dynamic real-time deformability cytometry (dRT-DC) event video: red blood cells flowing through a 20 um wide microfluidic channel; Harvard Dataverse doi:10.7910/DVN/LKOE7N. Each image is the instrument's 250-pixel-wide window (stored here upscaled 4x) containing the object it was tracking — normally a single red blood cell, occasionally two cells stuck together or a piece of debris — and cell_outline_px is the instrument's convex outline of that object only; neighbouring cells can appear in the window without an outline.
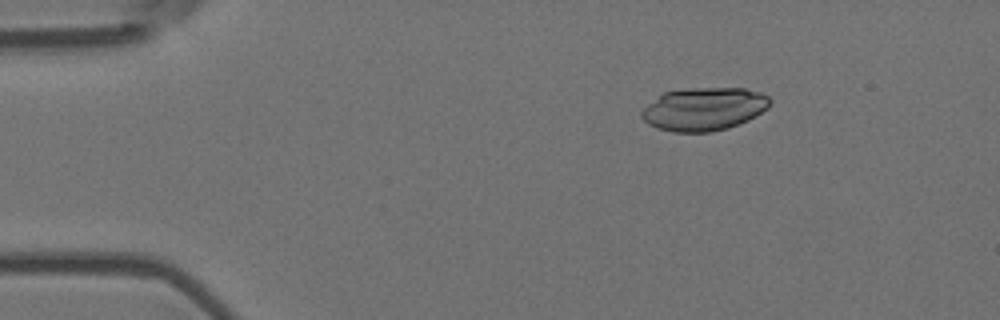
{"species": "Egyptian fruit bat (a non-hibernating species)", "species_latin": "Rousettus aegyptiacus", "temperature_condition": "room temperature", "stored_images_in_passage": 48, "camera_frame_rate_fps": 3000, "um_per_image_px": 0.085, "animal": {"sex": "female"}, "frame": {"image": 1, "passage_image": 1, "time_ms": 0.0, "image_size_px": [1000, 320], "cell_outline_px": [[772, 100], [768, 108], [756, 116], [748, 120], [728, 128], [712, 132], [672, 132], [656, 128], [648, 124], [640, 116], [640, 112], [660, 92], [692, 88], [744, 88], [760, 92], [768, 96]], "centroid_in_image_um": [59.82, 9.26], "position_along_channel_um": 25.2, "area_um2": 32.6}}
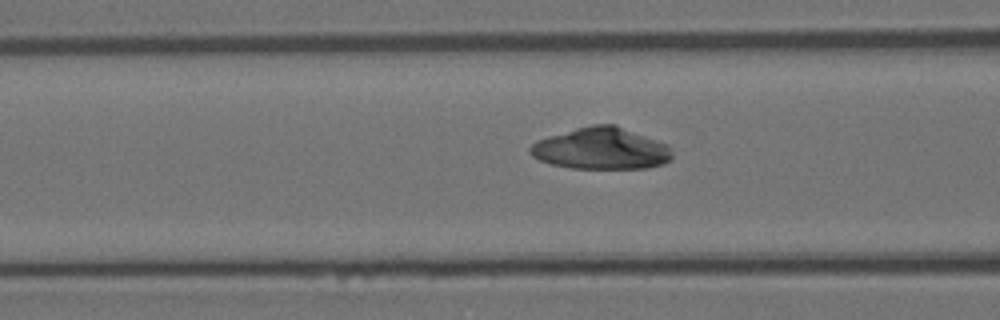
{"frame": {"image": 2, "passage_image": 14, "time_ms": 4.333, "image_size_px": [1000, 320], "cell_outline_px": [[672, 160], [664, 164], [648, 168], [572, 168], [552, 164], [540, 160], [532, 156], [528, 152], [528, 148], [536, 140], [548, 136], [576, 128], [592, 124], [616, 124], [668, 144], [672, 152]], "centroid_in_image_um": [51.12, 12.62], "position_along_channel_um": 115.5, "area_um2": 34.74}}